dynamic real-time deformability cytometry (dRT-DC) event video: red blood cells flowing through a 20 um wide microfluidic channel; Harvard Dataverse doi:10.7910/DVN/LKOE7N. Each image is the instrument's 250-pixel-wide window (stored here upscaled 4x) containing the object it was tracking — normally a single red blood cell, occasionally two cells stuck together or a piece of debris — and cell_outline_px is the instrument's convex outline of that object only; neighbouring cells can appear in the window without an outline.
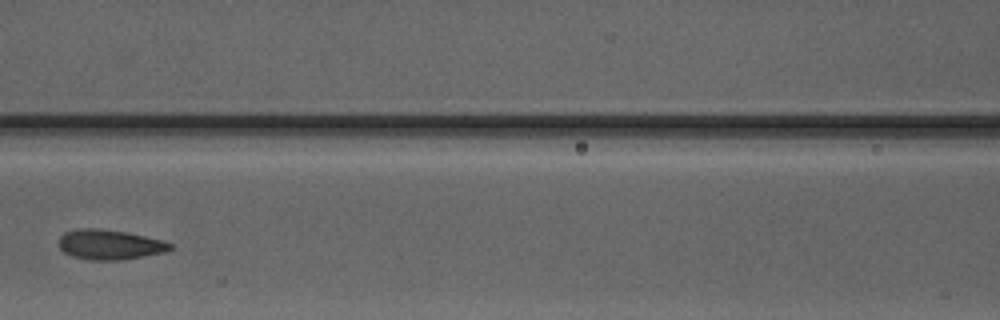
{"species": "Egyptian fruit bat (a non-hibernating species)", "species_latin": "Rousettus aegyptiacus", "temperature_condition": "warm", "stored_images_in_passage": 8, "camera_frame_rate_fps": 3000, "um_per_image_px": 0.085, "animal": {"sex": "male"}, "frame": {"image": 1, "passage_image": 8, "time_ms": 8.333, "image_size_px": [1000, 320], "cell_outline_px": [[172, 248], [164, 252], [120, 260], [88, 260], [72, 256], [64, 252], [60, 248], [60, 236], [64, 232], [76, 228], [100, 228], [128, 232], [164, 240], [172, 244]], "centroid_in_image_um": [9.31, 20.77], "position_along_channel_um": 157.3, "area_um2": 19.54}}